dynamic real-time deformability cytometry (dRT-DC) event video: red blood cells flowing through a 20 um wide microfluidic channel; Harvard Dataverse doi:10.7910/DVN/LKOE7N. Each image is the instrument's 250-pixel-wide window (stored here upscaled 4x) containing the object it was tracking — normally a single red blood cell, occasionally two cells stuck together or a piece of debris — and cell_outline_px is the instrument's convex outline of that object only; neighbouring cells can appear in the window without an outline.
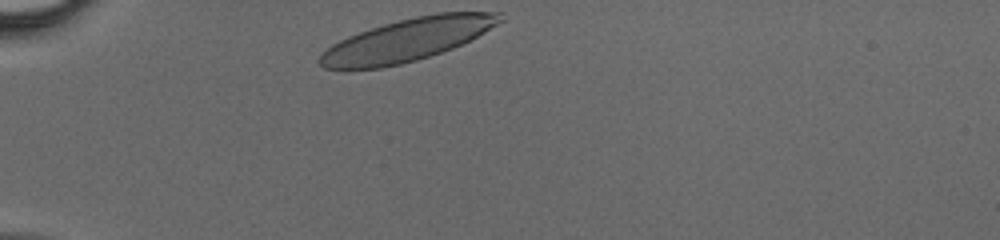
{"species": "human", "species_latin": "Homo sapiens", "temperature_condition": "cold", "stored_images_in_passage": 27, "camera_frame_rate_fps": 3000, "um_per_image_px": 0.085, "donor": {"sex": "male"}, "frame": {"image": 1, "passage_image": 1, "time_ms": 0.0, "image_size_px": [1000, 240], "cell_outline_px": [[504, 20], [484, 32], [452, 48], [416, 60], [400, 64], [380, 68], [324, 68], [320, 64], [320, 56], [332, 44], [348, 36], [384, 24], [416, 16], [436, 12], [500, 12]], "centroid_in_image_um": [34.65, 3.37], "position_along_channel_um": 50.4, "area_um2": 43.75}}
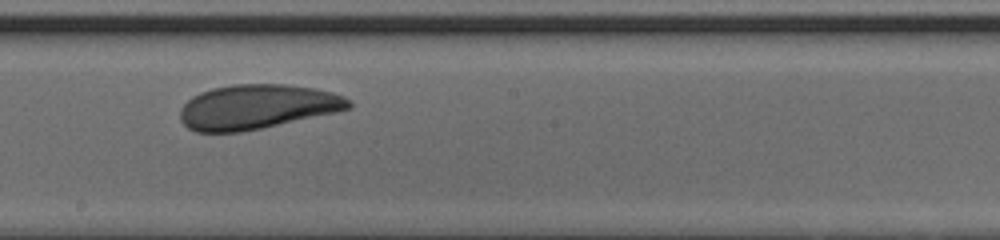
{"frame": {"image": 2, "passage_image": 15, "time_ms": 4.667, "image_size_px": [1000, 240], "cell_outline_px": [[352, 108], [336, 112], [260, 128], [240, 132], [196, 132], [188, 128], [180, 120], [180, 108], [192, 96], [200, 92], [212, 88], [232, 84], [284, 84], [316, 88], [332, 92], [344, 96], [352, 100]], "centroid_in_image_um": [21.85, 9.07], "position_along_channel_um": 226.3, "area_um2": 43.87}}
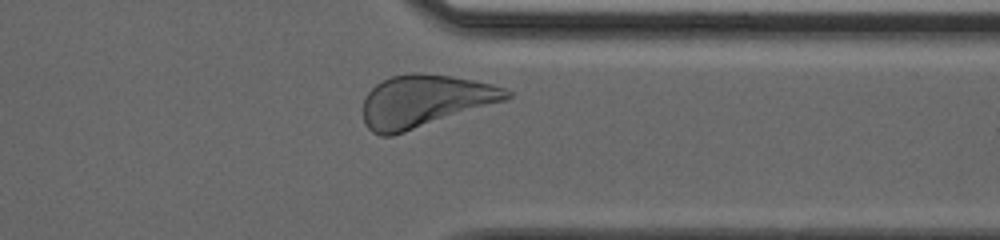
{"frame": {"image": 3, "passage_image": 25, "time_ms": 8.0, "image_size_px": [1000, 240], "cell_outline_px": [[512, 96], [508, 100], [392, 136], [380, 136], [372, 132], [364, 124], [364, 100], [368, 92], [376, 84], [392, 76], [420, 72], [452, 76], [492, 84], [504, 88], [512, 92]], "centroid_in_image_um": [36.12, 8.59], "position_along_channel_um": 375.3, "area_um2": 43.7}}